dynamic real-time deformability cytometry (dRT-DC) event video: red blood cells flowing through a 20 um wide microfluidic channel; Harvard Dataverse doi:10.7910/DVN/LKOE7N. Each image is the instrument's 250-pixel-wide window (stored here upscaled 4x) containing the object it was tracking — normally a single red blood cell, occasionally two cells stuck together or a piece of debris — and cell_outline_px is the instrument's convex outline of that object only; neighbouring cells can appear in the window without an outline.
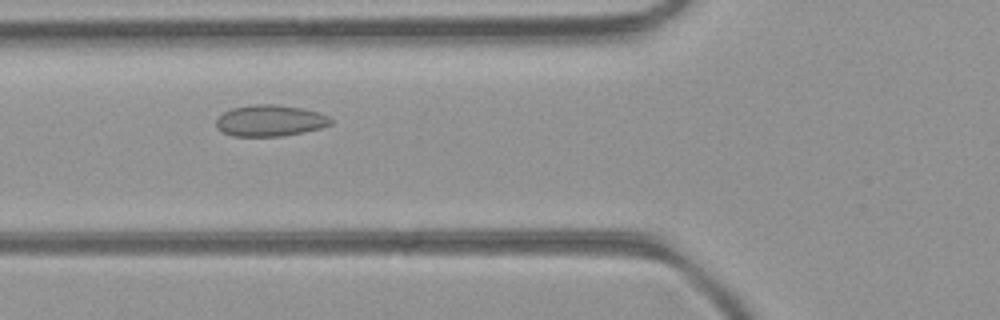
{"species": "common noctule bat (a hibernating species)", "species_latin": "Nyctalus noctula", "temperature_condition": "room temperature", "stored_images_in_passage": 45, "camera_frame_rate_fps": 3000, "um_per_image_px": 0.085, "animal": {"sex": "female", "body_mass_g": 21.9}, "frame": {"image": 1, "passage_image": 15, "time_ms": 4.667, "image_size_px": [1000, 320], "cell_outline_px": [[332, 124], [320, 128], [304, 132], [280, 136], [232, 136], [216, 128], [216, 120], [224, 112], [232, 108], [252, 104], [272, 104], [300, 108], [320, 112], [328, 116], [332, 120]], "centroid_in_image_um": [22.95, 10.25], "position_along_channel_um": 102.8, "area_um2": 20.87}}
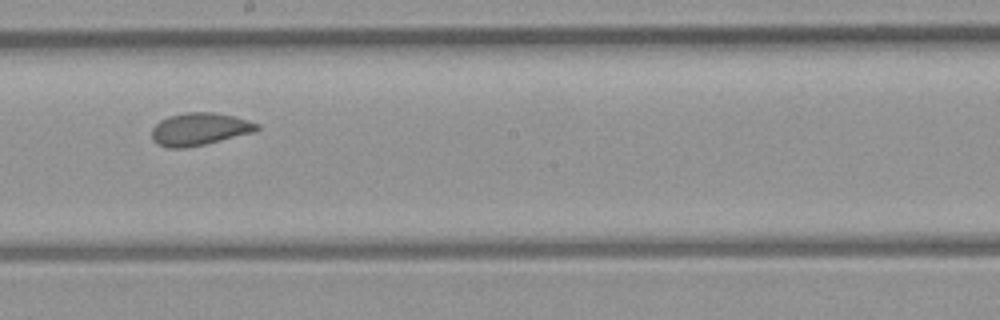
{"frame": {"image": 2, "passage_image": 24, "time_ms": 7.667, "image_size_px": [1000, 320], "cell_outline_px": [[260, 128], [256, 132], [204, 144], [184, 148], [168, 148], [156, 144], [152, 140], [152, 128], [160, 120], [168, 116], [184, 112], [216, 112], [248, 120], [260, 124]], "centroid_in_image_um": [16.96, 10.97], "position_along_channel_um": 231.2, "area_um2": 20.11}}
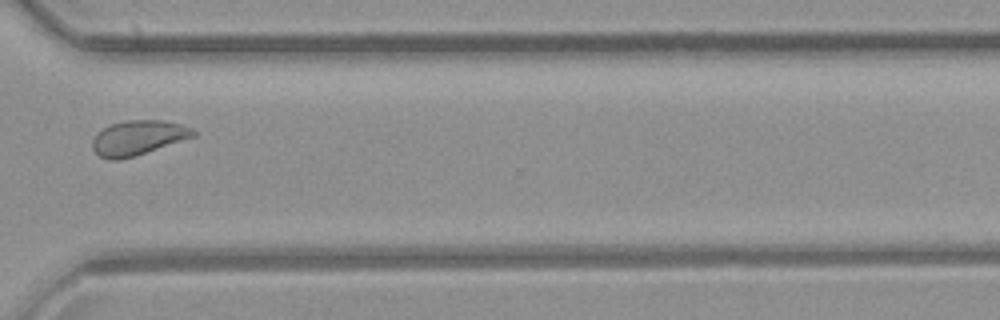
{"frame": {"image": 3, "passage_image": 33, "time_ms": 10.667, "image_size_px": [1000, 320], "cell_outline_px": [[196, 136], [120, 160], [108, 160], [100, 156], [92, 148], [92, 140], [96, 132], [112, 124], [128, 120], [164, 120], [180, 124], [192, 128], [196, 132]], "centroid_in_image_um": [11.72, 11.7], "position_along_channel_um": 358.9, "area_um2": 20.23}, "authors_computed_cell_mechanics": {"area_um2": 20.7502, "velocity_mm_per_s": 4.2664, "shape_relaxation_time_tau1_ms": 5.414, "shape_relaxation_time_tau2_ms": 0.9209, "deformation_change_tau1": 0.1051, "deformation_change_tau2": 0.0656}}